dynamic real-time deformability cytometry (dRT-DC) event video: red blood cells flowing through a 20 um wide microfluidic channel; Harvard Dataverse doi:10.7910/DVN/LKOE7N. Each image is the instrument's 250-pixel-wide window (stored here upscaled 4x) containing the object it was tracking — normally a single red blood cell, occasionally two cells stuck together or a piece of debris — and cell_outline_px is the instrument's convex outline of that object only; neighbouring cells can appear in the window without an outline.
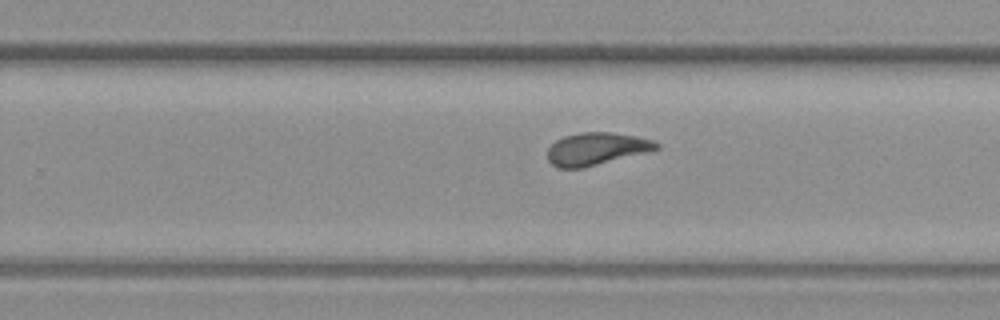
{"species": "common noctule bat (a hibernating species)", "species_latin": "Nyctalus noctula", "temperature_condition": "warm", "stored_images_in_passage": 14, "camera_frame_rate_fps": 3000, "um_per_image_px": 0.085, "animal": {"sex": "female", "body_mass_g": 19.3, "forearm_length_mm": 54.1}, "frame": {"image": 1, "passage_image": 14, "time_ms": 4.333, "image_size_px": [1000, 320], "cell_outline_px": [[660, 148], [648, 152], [584, 168], [560, 168], [552, 164], [548, 160], [548, 148], [556, 140], [564, 136], [580, 132], [612, 132], [636, 136], [652, 140], [660, 144]], "centroid_in_image_um": [50.71, 12.65], "position_along_channel_um": 279.1, "area_um2": 20.69}}